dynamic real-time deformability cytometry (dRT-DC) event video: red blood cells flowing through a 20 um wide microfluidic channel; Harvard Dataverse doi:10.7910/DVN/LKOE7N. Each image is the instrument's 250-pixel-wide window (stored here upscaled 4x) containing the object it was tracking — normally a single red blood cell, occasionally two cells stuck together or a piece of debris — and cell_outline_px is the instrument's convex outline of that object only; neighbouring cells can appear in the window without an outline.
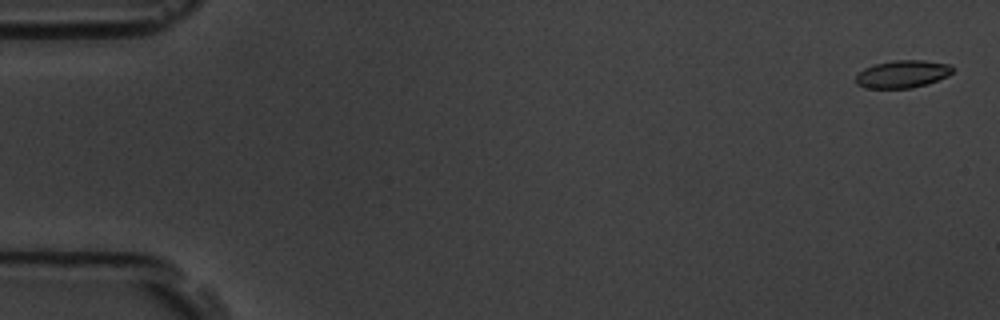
{"species": "common noctule bat (a hibernating species)", "species_latin": "Nyctalus noctula", "temperature_condition": "room temperature", "stored_images_in_passage": 5, "camera_frame_rate_fps": 3000, "um_per_image_px": 0.085, "animal": {"sex": "male", "body_mass_g": 19.5, "forearm_length_mm": 54.6}, "frame": {"image": 1, "passage_image": 1, "time_ms": 0.0, "image_size_px": [1000, 320], "cell_outline_px": [[952, 72], [948, 76], [928, 84], [912, 88], [864, 88], [856, 84], [856, 76], [864, 68], [876, 64], [896, 60], [924, 60], [948, 64], [952, 68]], "centroid_in_image_um": [76.71, 6.3], "position_along_channel_um": 8.3, "area_um2": 15.49}}
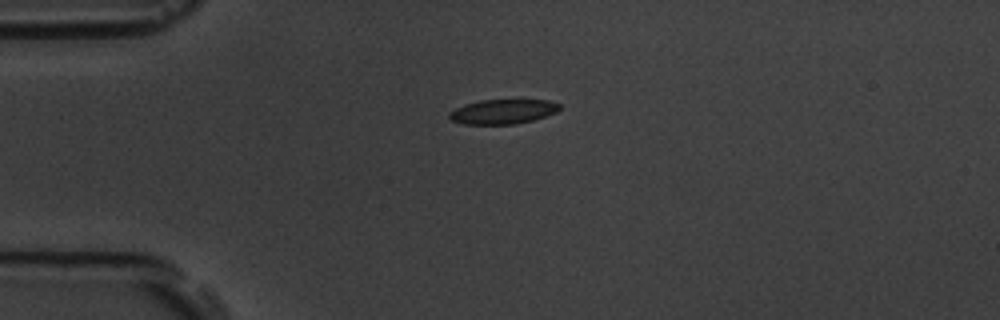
{"frame": {"image": 2, "passage_image": 4, "time_ms": 4.333, "image_size_px": [1000, 320], "cell_outline_px": [[560, 108], [556, 112], [532, 120], [516, 124], [464, 124], [452, 120], [448, 116], [448, 112], [464, 104], [480, 100], [548, 100], [560, 104]], "centroid_in_image_um": [42.72, 9.48], "position_along_channel_um": 42.3, "area_um2": 15.72}}